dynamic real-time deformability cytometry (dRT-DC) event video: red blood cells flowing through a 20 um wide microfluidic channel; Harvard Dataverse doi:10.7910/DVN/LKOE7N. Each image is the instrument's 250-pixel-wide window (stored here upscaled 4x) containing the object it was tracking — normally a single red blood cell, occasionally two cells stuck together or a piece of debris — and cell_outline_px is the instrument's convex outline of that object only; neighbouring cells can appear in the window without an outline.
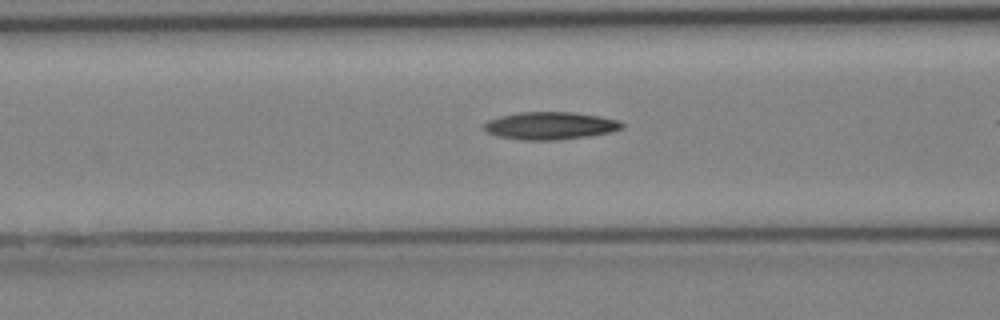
{"species": "Egyptian fruit bat (a non-hibernating species)", "species_latin": "Rousettus aegyptiacus", "temperature_condition": "cold", "stored_images_in_passage": 9, "camera_frame_rate_fps": 3000, "um_per_image_px": 0.085, "animal": {"sex": "female"}, "frame": {"image": 1, "passage_image": 6, "time_ms": 1.667, "image_size_px": [1000, 320], "cell_outline_px": [[624, 128], [612, 132], [588, 136], [556, 140], [520, 140], [500, 136], [488, 132], [484, 128], [484, 124], [488, 120], [500, 116], [516, 112], [572, 112], [600, 116], [620, 120], [624, 124]], "centroid_in_image_um": [46.81, 10.68], "position_along_channel_um": 119.8, "area_um2": 22.25}}